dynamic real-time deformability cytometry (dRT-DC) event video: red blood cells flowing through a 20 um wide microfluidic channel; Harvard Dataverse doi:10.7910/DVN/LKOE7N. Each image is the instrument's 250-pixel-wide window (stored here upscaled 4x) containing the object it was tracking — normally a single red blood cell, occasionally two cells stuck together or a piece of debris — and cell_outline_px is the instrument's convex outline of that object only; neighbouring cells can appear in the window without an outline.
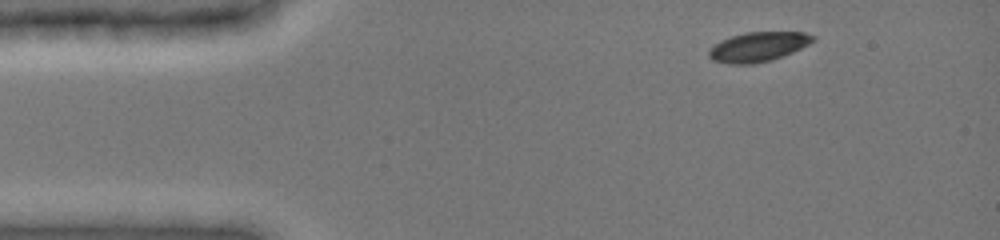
{"species": "common noctule bat (a hibernating species)", "species_latin": "Nyctalus noctula", "temperature_condition": "cold", "stored_images_in_passage": 5, "camera_frame_rate_fps": 3000, "um_per_image_px": 0.085, "animal": {"sex": "female", "body_mass_g": 19.0, "forearm_length_mm": 51.5}, "frame": {"image": 1, "passage_image": 1, "time_ms": 0.0, "image_size_px": [1000, 240], "cell_outline_px": [[816, 40], [792, 52], [772, 60], [752, 64], [728, 64], [712, 60], [708, 56], [708, 52], [720, 40], [744, 32], [804, 32], [816, 36]], "centroid_in_image_um": [64.45, 3.98], "position_along_channel_um": 20.6, "area_um2": 17.92}}
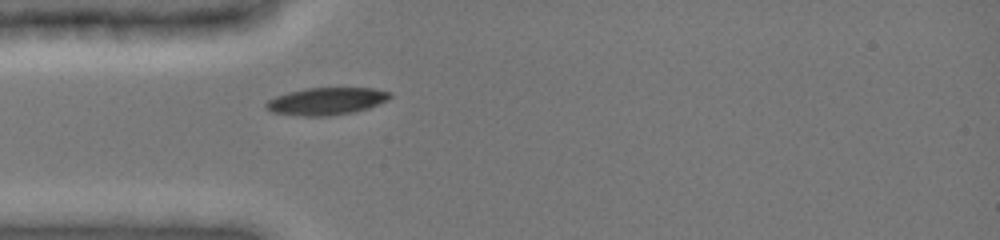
{"frame": {"image": 2, "passage_image": 5, "time_ms": 1.333, "image_size_px": [1000, 240], "cell_outline_px": [[392, 96], [388, 100], [368, 108], [356, 112], [328, 116], [304, 116], [272, 112], [264, 108], [264, 104], [268, 100], [276, 96], [288, 92], [304, 88], [372, 88], [392, 92]], "centroid_in_image_um": [27.75, 8.6], "position_along_channel_um": 57.3, "area_um2": 19.88}}